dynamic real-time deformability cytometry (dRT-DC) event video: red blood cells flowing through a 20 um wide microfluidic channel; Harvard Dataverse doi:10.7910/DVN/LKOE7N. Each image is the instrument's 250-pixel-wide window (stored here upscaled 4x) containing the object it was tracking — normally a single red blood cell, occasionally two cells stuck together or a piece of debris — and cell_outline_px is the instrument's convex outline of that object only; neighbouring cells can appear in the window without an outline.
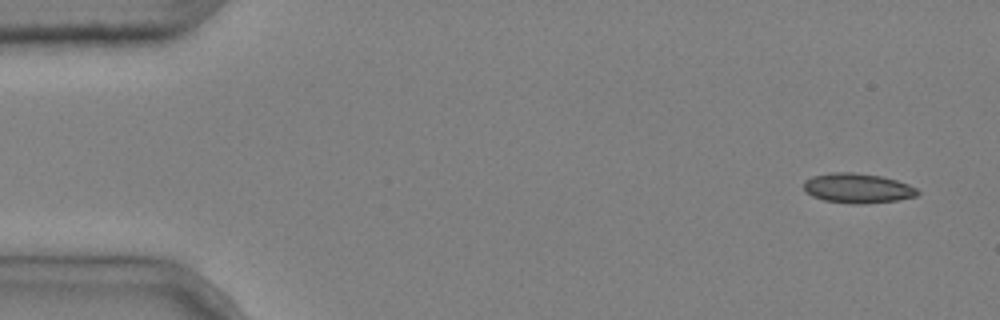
{"species": "common noctule bat (a hibernating species)", "species_latin": "Nyctalus noctula", "temperature_condition": "cold", "stored_images_in_passage": 7, "camera_frame_rate_fps": 3000, "um_per_image_px": 0.085, "animal": {"sex": "male", "body_mass_g": 20.4}, "frame": {"image": 1, "passage_image": 1, "time_ms": 0.0, "image_size_px": [1000, 320], "cell_outline_px": [[920, 192], [916, 196], [896, 200], [864, 204], [856, 204], [824, 200], [812, 196], [804, 192], [804, 180], [812, 176], [832, 172], [852, 172], [880, 176], [896, 180], [908, 184], [916, 188]], "centroid_in_image_um": [72.86, 15.99], "position_along_channel_um": 12.1, "area_um2": 19.71}}